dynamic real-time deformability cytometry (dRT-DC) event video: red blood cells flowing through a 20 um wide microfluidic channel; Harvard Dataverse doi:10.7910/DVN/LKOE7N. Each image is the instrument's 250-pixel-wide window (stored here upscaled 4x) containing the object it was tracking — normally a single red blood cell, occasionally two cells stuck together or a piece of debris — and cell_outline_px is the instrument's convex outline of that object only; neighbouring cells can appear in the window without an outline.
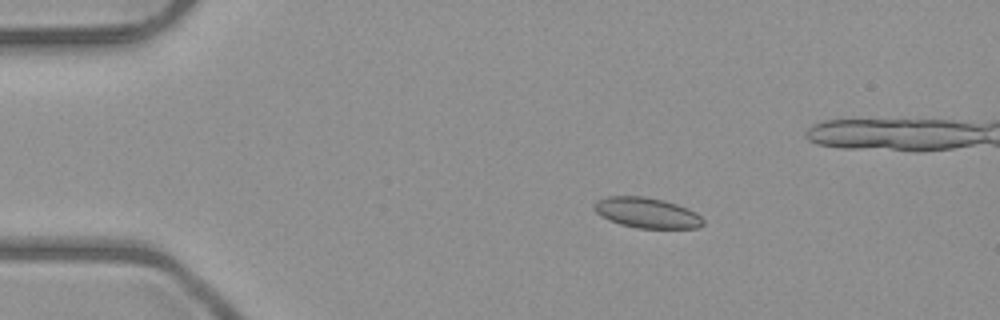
{"species": "common noctule bat (a hibernating species)", "species_latin": "Nyctalus noctula", "temperature_condition": "room temperature", "stored_images_in_passage": 9, "camera_frame_rate_fps": 3000, "um_per_image_px": 0.085, "animal": {"sex": "male", "body_mass_g": 23.1, "forearm_length_mm": 52.7}, "frame": {"image": 1, "passage_image": 3, "time_ms": 2.333, "image_size_px": [1000, 320], "cell_outline_px": [[704, 224], [696, 228], [636, 228], [620, 224], [608, 220], [596, 212], [592, 208], [592, 204], [596, 200], [608, 196], [644, 196], [664, 200], [688, 208], [696, 212], [704, 220]], "centroid_in_image_um": [54.95, 18.08], "position_along_channel_um": 30.0, "area_um2": 19.48}}
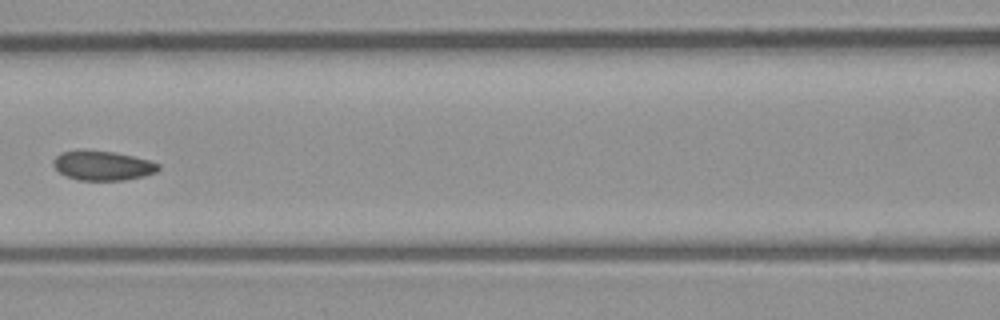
{"frame": {"image": 2, "passage_image": 7, "time_ms": 7.0, "image_size_px": [1000, 320], "cell_outline_px": [[160, 168], [156, 172], [144, 176], [124, 180], [80, 180], [68, 176], [60, 172], [52, 164], [52, 160], [60, 152], [112, 152], [132, 156], [148, 160], [160, 164]], "centroid_in_image_um": [8.76, 14.1], "position_along_channel_um": 157.8, "area_um2": 17.46}}
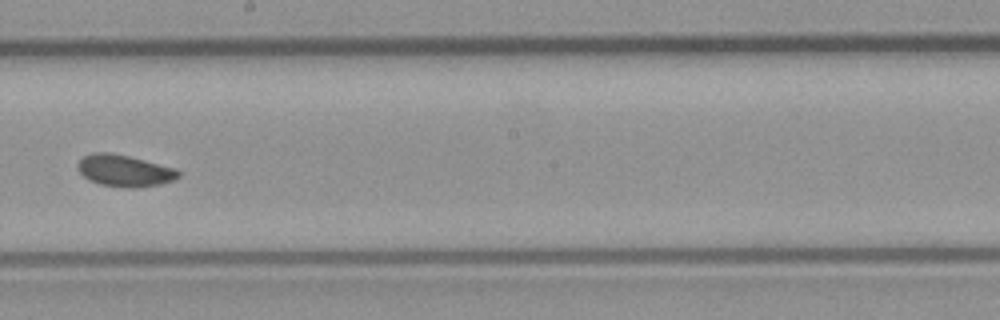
{"frame": {"image": 3, "passage_image": 9, "time_ms": 9.0, "image_size_px": [1000, 320], "cell_outline_px": [[180, 176], [172, 180], [160, 184], [132, 188], [124, 188], [100, 184], [88, 180], [76, 168], [76, 164], [84, 156], [92, 152], [108, 152], [128, 156], [176, 168], [180, 172]], "centroid_in_image_um": [10.55, 14.51], "position_along_channel_um": 237.6, "area_um2": 18.61}}